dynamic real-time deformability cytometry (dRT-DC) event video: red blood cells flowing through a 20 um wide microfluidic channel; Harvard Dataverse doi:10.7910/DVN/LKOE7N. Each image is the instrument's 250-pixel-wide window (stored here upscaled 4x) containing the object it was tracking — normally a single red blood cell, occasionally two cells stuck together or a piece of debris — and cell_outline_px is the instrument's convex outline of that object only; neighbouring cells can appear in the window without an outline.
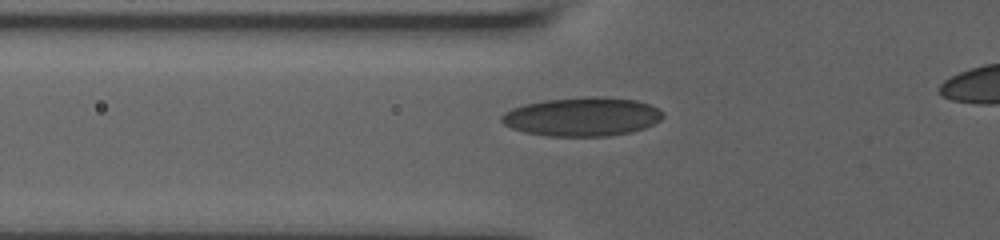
{"species": "human", "species_latin": "Homo sapiens", "temperature_condition": "room temperature", "stored_images_in_passage": 14, "camera_frame_rate_fps": 3000, "um_per_image_px": 0.085, "donor": {"sex": "male"}, "frame": {"image": 1, "passage_image": 2, "time_ms": 0.667, "image_size_px": [1000, 240], "cell_outline_px": [[664, 116], [660, 120], [644, 128], [632, 132], [608, 136], [548, 136], [524, 132], [512, 128], [504, 124], [500, 120], [500, 116], [504, 112], [512, 108], [524, 104], [544, 100], [592, 96], [596, 96], [636, 100], [648, 104], [664, 112]], "centroid_in_image_um": [49.47, 9.92], "position_along_channel_um": 76.3, "area_um2": 36.53}}
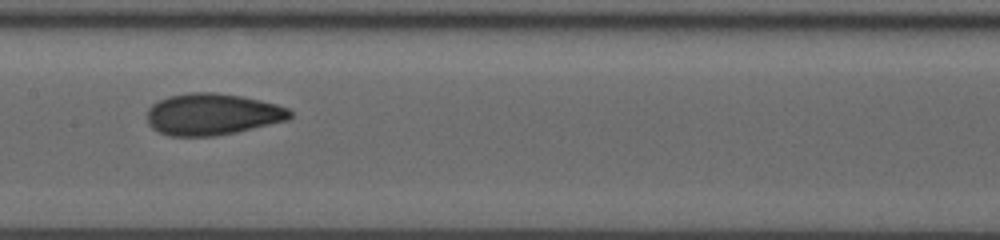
{"frame": {"image": 2, "passage_image": 8, "time_ms": 3.667, "image_size_px": [1000, 240], "cell_outline_px": [[292, 116], [288, 120], [236, 132], [216, 136], [168, 136], [152, 128], [148, 124], [148, 108], [152, 104], [168, 96], [188, 92], [212, 92], [240, 96], [260, 100], [276, 104], [288, 108], [292, 112]], "centroid_in_image_um": [18.04, 9.71], "position_along_channel_um": 189.4, "area_um2": 34.68}}
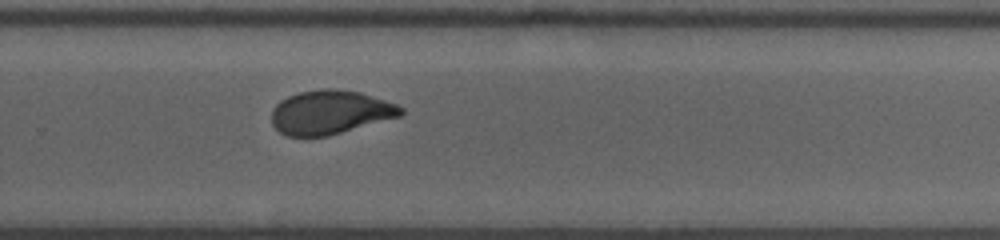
{"frame": {"image": 3, "passage_image": 14, "time_ms": 6.667, "image_size_px": [1000, 240], "cell_outline_px": [[404, 112], [400, 116], [328, 136], [288, 136], [280, 132], [272, 124], [272, 108], [280, 100], [288, 96], [300, 92], [320, 88], [336, 88], [360, 92], [396, 104], [404, 108]], "centroid_in_image_um": [28.05, 9.53], "position_along_channel_um": 301.8, "area_um2": 33.06}}